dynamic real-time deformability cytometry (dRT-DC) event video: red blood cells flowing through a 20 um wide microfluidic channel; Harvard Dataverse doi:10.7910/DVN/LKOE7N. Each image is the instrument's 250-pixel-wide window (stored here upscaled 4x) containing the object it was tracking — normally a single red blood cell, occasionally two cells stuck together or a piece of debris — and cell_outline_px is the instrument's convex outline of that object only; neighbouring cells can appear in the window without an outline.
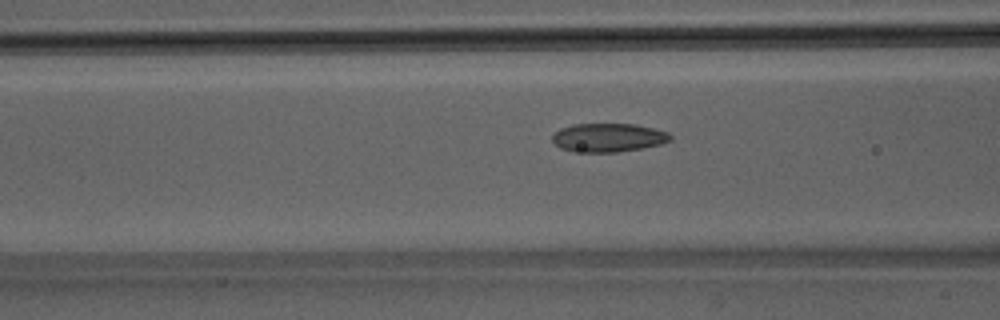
{"species": "Egyptian fruit bat (a non-hibernating species)", "species_latin": "Rousettus aegyptiacus", "temperature_condition": "room temperature", "stored_images_in_passage": 40, "camera_frame_rate_fps": 3000, "um_per_image_px": 0.085, "animal": {"sex": "male"}, "frame": {"image": 1, "passage_image": 10, "time_ms": 3.0, "image_size_px": [1000, 320], "cell_outline_px": [[672, 140], [660, 144], [644, 148], [616, 152], [572, 152], [560, 148], [552, 140], [552, 136], [560, 128], [572, 124], [636, 124], [668, 132], [672, 136]], "centroid_in_image_um": [51.7, 11.7], "position_along_channel_um": 114.9, "area_um2": 19.83}}
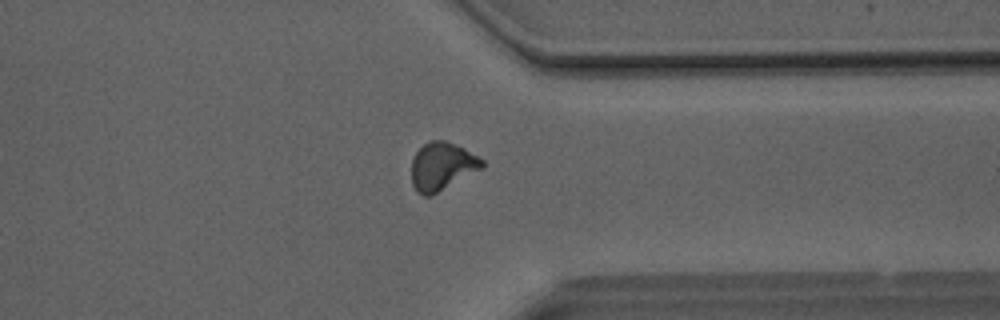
{"frame": {"image": 2, "passage_image": 29, "time_ms": 9.333, "image_size_px": [1000, 320], "cell_outline_px": [[484, 168], [432, 196], [424, 196], [416, 192], [412, 184], [412, 160], [416, 152], [424, 144], [432, 140], [444, 140], [456, 144], [464, 148], [484, 160]], "centroid_in_image_um": [37.59, 14.16], "position_along_channel_um": 373.8, "area_um2": 19.94}}
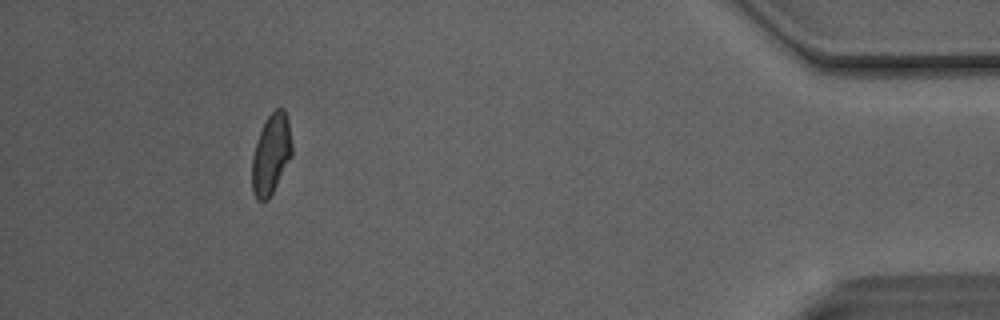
{"frame": {"image": 3, "passage_image": 36, "time_ms": 11.667, "image_size_px": [1000, 320], "cell_outline_px": [[292, 156], [268, 200], [256, 200], [252, 192], [252, 156], [256, 140], [268, 116], [276, 108], [284, 108], [288, 120], [292, 144]], "centroid_in_image_um": [23.04, 13.12], "position_along_channel_um": 412.2, "area_um2": 18.67}, "authors_computed_cell_mechanics": {"area_um2": 19.2185, "velocity_mm_per_s": 4.127, "shape_relaxation_time_tau1_ms": 11.2901, "shape_relaxation_time_tau2_ms": 1.6483, "deformation_change_tau1": 0.2298, "deformation_change_tau2": 0.0647}}